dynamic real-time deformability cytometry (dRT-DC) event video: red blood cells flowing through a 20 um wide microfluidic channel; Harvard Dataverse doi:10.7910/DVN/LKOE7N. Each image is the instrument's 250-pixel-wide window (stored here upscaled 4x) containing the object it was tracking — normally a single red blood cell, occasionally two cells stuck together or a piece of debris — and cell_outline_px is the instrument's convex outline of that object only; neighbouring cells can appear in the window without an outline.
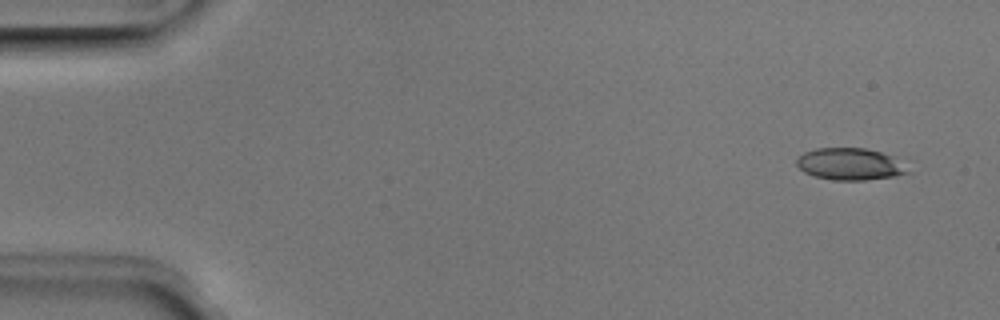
{"species": "Egyptian fruit bat (a non-hibernating species)", "species_latin": "Rousettus aegyptiacus", "temperature_condition": "room temperature", "stored_images_in_passage": 3, "camera_frame_rate_fps": 3000, "um_per_image_px": 0.085, "animal": {"sex": "male"}, "frame": {"image": 1, "passage_image": 1, "time_ms": 0.0, "image_size_px": [1000, 320], "cell_outline_px": [[912, 172], [896, 176], [864, 180], [832, 180], [812, 176], [804, 172], [796, 164], [796, 160], [804, 152], [816, 148], [864, 148], [880, 152], [892, 156]], "centroid_in_image_um": [72.22, 13.96], "position_along_channel_um": 12.8, "area_um2": 20.63}}
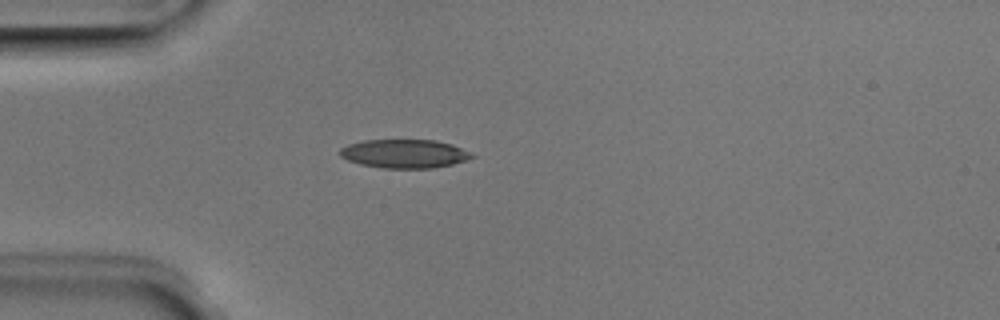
{"frame": {"image": 2, "passage_image": 3, "time_ms": 0.667, "image_size_px": [1000, 320], "cell_outline_px": [[476, 156], [452, 164], [432, 168], [380, 168], [360, 164], [348, 160], [340, 156], [340, 148], [348, 144], [364, 140], [436, 140], [452, 144]], "centroid_in_image_um": [34.33, 13.06], "position_along_channel_um": 50.7, "area_um2": 21.91}}